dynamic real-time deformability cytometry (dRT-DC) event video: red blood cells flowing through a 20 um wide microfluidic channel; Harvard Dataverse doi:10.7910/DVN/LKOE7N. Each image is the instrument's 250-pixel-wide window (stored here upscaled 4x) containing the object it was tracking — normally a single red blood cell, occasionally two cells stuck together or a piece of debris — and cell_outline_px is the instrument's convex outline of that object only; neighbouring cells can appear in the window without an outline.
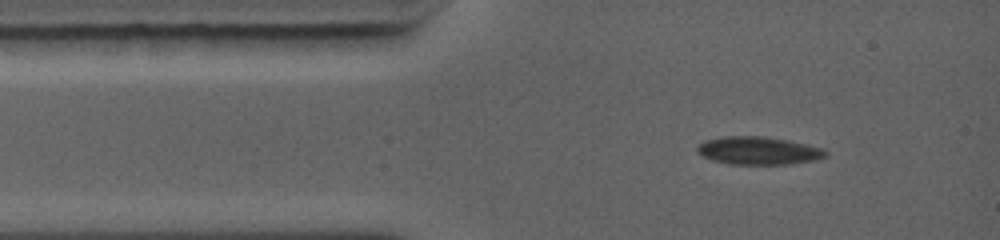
{"species": "common noctule bat (a hibernating species)", "species_latin": "Nyctalus noctula", "temperature_condition": "warm", "stored_images_in_passage": 2, "camera_frame_rate_fps": 5000, "um_per_image_px": 0.085, "animal": {"sex": "female", "body_mass_g": 19.0, "forearm_length_mm": 56.7}, "frame": {"image": 1, "passage_image": 1, "time_ms": 0.0, "image_size_px": [1000, 240], "cell_outline_px": [[828, 156], [816, 160], [788, 164], [728, 164], [712, 160], [696, 152], [696, 148], [704, 140], [724, 136], [764, 136], [788, 140], [808, 144], [824, 148], [828, 152]], "centroid_in_image_um": [64.5, 12.8], "position_along_channel_um": 20.5, "area_um2": 21.1}}